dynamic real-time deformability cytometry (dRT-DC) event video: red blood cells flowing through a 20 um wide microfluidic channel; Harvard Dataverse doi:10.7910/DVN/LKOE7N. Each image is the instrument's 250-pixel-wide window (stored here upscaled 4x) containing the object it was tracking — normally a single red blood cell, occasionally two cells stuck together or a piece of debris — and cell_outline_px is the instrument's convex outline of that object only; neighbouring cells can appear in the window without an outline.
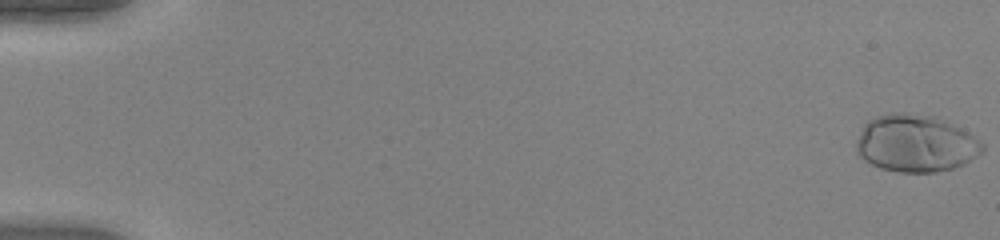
{"species": "human", "species_latin": "Homo sapiens", "temperature_condition": "warm", "stored_images_in_passage": 9, "camera_frame_rate_fps": 3000, "um_per_image_px": 0.085, "donor": {"sex": "female"}, "frame": {"image": 1, "passage_image": 1, "time_ms": 0.0, "image_size_px": [1000, 240], "cell_outline_px": [[984, 152], [964, 164], [952, 168], [936, 172], [900, 172], [880, 168], [864, 160], [856, 152], [856, 140], [864, 124], [868, 120], [876, 116], [892, 112], [908, 112], [936, 116], [968, 132], [984, 144]], "centroid_in_image_um": [77.82, 12.18], "position_along_channel_um": 7.2, "area_um2": 42.37}}